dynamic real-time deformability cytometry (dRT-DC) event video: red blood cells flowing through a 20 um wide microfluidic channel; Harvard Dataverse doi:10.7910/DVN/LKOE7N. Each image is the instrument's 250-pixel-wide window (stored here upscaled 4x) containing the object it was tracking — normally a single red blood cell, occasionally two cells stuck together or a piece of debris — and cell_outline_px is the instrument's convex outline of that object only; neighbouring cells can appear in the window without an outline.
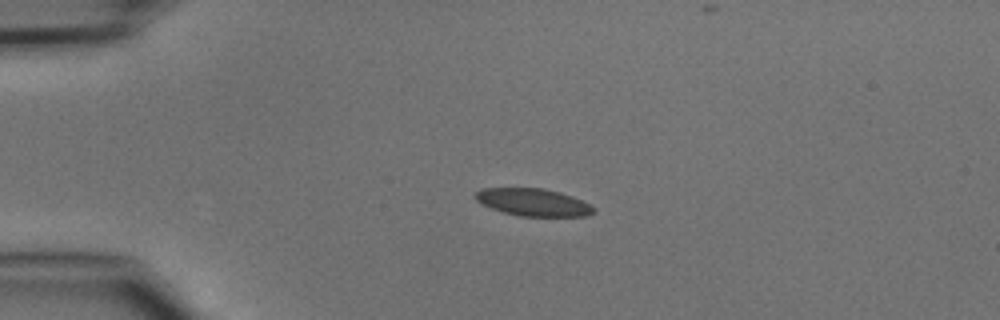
{"species": "common noctule bat (a hibernating species)", "species_latin": "Nyctalus noctula", "temperature_condition": "cold", "stored_images_in_passage": 37, "camera_frame_rate_fps": 3000, "um_per_image_px": 0.085, "animal": {"sex": "male", "body_mass_g": 15.6}, "frame": {"image": 1, "passage_image": 1, "time_ms": 0.0, "image_size_px": [1000, 320], "cell_outline_px": [[596, 212], [588, 216], [520, 216], [504, 212], [492, 208], [476, 200], [472, 196], [480, 188], [544, 188], [560, 192], [572, 196], [596, 208]], "centroid_in_image_um": [45.33, 17.19], "position_along_channel_um": 39.7, "area_um2": 18.9}}
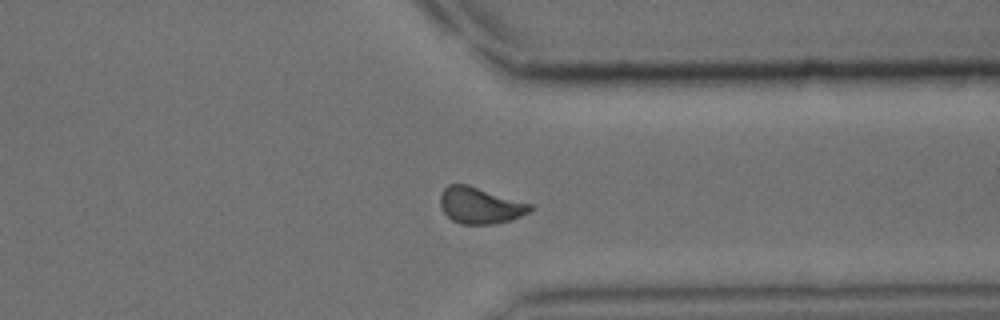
{"frame": {"image": 2, "passage_image": 27, "time_ms": 8.667, "image_size_px": [1000, 320], "cell_outline_px": [[532, 208], [528, 212], [520, 216], [508, 220], [492, 224], [460, 224], [452, 220], [444, 212], [440, 204], [440, 196], [444, 188], [448, 184], [468, 184], [532, 204]], "centroid_in_image_um": [40.78, 17.45], "position_along_channel_um": 370.6, "area_um2": 18.9}}
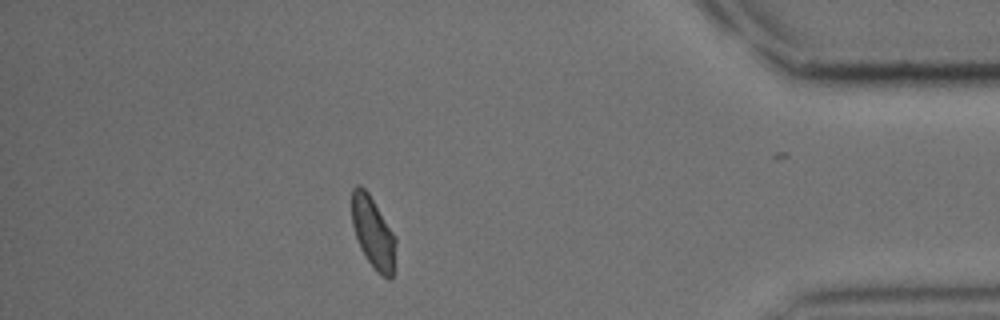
{"frame": {"image": 3, "passage_image": 32, "time_ms": 10.333, "image_size_px": [1000, 320], "cell_outline_px": [[396, 244], [392, 276], [388, 280], [380, 276], [376, 272], [364, 256], [360, 248], [352, 224], [352, 188], [356, 184], [360, 184], [368, 192], [396, 236]], "centroid_in_image_um": [31.71, 19.78], "position_along_channel_um": 403.5, "area_um2": 18.5}}